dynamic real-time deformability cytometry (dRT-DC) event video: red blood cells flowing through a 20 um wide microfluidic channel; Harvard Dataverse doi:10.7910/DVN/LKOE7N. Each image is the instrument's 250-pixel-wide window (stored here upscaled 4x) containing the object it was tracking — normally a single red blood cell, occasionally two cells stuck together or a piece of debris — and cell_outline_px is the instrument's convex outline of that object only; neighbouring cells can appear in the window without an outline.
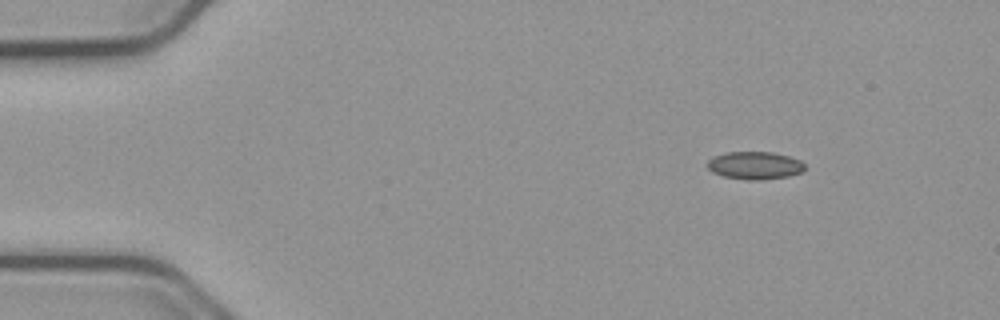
{"species": "common noctule bat (a hibernating species)", "species_latin": "Nyctalus noctula", "temperature_condition": "cold", "stored_images_in_passage": 49, "camera_frame_rate_fps": 3000, "um_per_image_px": 0.085, "animal": {"sex": "male", "body_mass_g": 23.1, "forearm_length_mm": 52.7}, "frame": {"image": 1, "passage_image": 1, "time_ms": 0.0, "image_size_px": [1000, 320], "cell_outline_px": [[804, 172], [788, 176], [760, 180], [748, 180], [724, 176], [712, 172], [708, 168], [708, 160], [712, 156], [724, 152], [772, 152], [788, 156], [800, 160], [804, 164]], "centroid_in_image_um": [64.15, 14.06], "position_along_channel_um": 20.9, "area_um2": 15.78}}
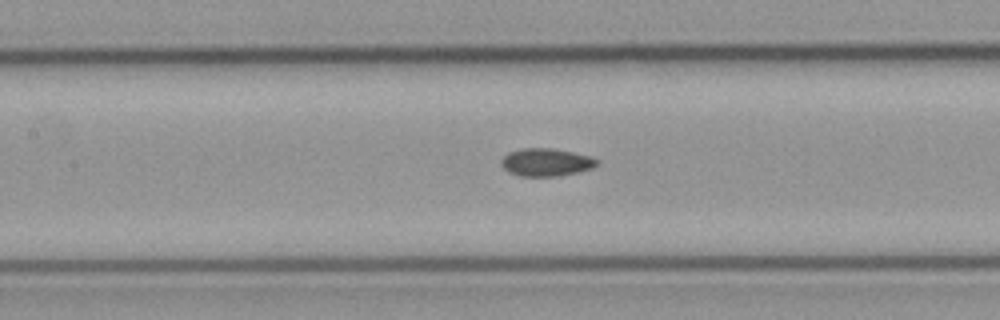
{"frame": {"image": 2, "passage_image": 19, "time_ms": 6.0, "image_size_px": [1000, 320], "cell_outline_px": [[600, 160], [592, 168], [576, 172], [556, 176], [520, 176], [508, 172], [500, 164], [500, 160], [508, 152], [524, 148], [552, 148], [592, 156]], "centroid_in_image_um": [46.4, 13.78], "position_along_channel_um": 161.0, "area_um2": 15.49}}
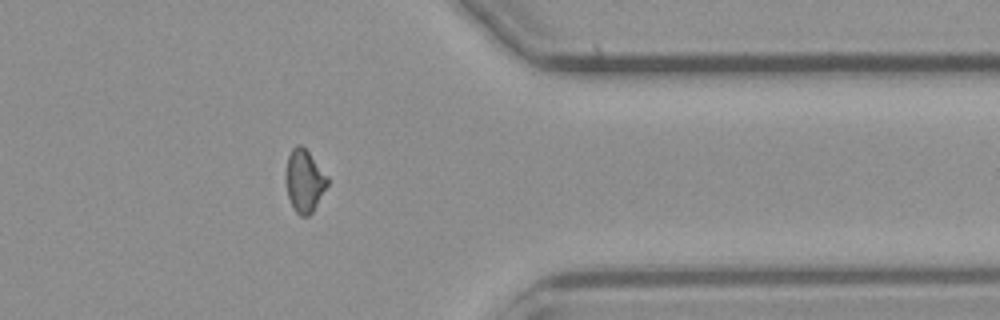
{"frame": {"image": 3, "passage_image": 38, "time_ms": 12.333, "image_size_px": [1000, 320], "cell_outline_px": [[328, 184], [312, 212], [308, 216], [300, 216], [296, 212], [288, 196], [288, 156], [292, 148], [296, 144], [300, 144], [308, 152], [328, 176]], "centroid_in_image_um": [25.91, 15.37], "position_along_channel_um": 385.5, "area_um2": 14.51}, "authors_computed_cell_mechanics": {"area_um2": 15.1436, "velocity_mm_per_s": 3.7676, "shape_relaxation_time_tau1_ms": null, "shape_relaxation_time_tau2_ms": 6.201, "deformation_change_tau1": null, "deformation_change_tau2": 0.0863}}